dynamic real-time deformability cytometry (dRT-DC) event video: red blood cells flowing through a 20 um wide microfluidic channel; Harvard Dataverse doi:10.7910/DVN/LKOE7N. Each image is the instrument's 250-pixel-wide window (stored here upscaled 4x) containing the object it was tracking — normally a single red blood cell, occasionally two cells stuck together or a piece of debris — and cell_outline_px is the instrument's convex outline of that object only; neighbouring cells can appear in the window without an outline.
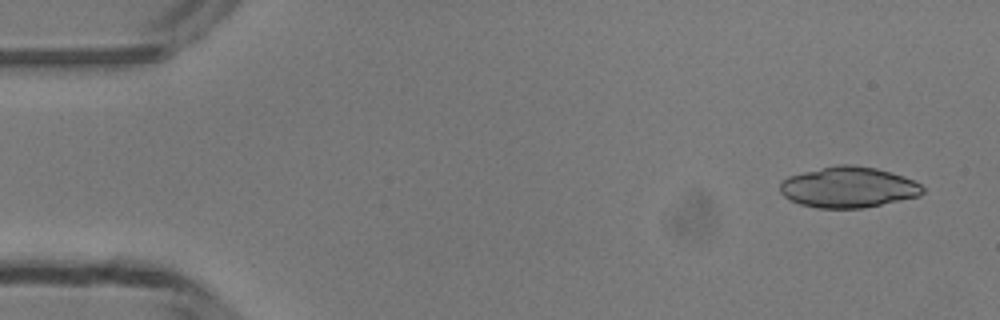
{"species": "common noctule bat (a hibernating species)", "species_latin": "Nyctalus noctula", "temperature_condition": "room temperature", "stored_images_in_passage": 48, "camera_frame_rate_fps": 3000, "um_per_image_px": 0.085, "animal": {"sex": "male", "body_mass_g": 13.3}, "frame": {"image": 1, "passage_image": 3, "time_ms": 0.667, "image_size_px": [1000, 320], "cell_outline_px": [[924, 192], [920, 196], [864, 208], [816, 208], [800, 204], [784, 196], [780, 192], [780, 184], [788, 176], [836, 164], [852, 164], [876, 168], [904, 176], [920, 184], [924, 188]], "centroid_in_image_um": [72.13, 15.91], "position_along_channel_um": 12.9, "area_um2": 33.93}}